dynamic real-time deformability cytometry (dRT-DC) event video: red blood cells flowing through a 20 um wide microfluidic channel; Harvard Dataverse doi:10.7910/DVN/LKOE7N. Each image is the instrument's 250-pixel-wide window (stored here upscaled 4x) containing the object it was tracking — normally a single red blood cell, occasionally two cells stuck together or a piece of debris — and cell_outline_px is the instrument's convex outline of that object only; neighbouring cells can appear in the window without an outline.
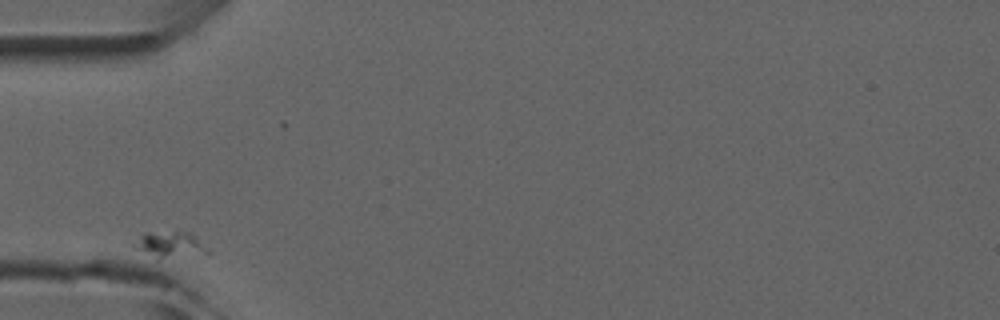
{"species": "common noctule bat (a hibernating species)", "species_latin": "Nyctalus noctula", "temperature_condition": "room temperature", "stored_images_in_passage": 2, "camera_frame_rate_fps": 3000, "um_per_image_px": 0.085, "animal": {"sex": "male", "forearm_length_mm": 52.5}, "frame": {"image": 1, "passage_image": 1, "time_ms": 0.0, "image_size_px": [1000, 320], "cell_outline_px": [[212, 252], [160, 256], [136, 248], [132, 244], [144, 232], [188, 232], [196, 236]], "centroid_in_image_um": [14.48, 20.71], "position_along_channel_um": 70.5, "area_um2": 10.12}}